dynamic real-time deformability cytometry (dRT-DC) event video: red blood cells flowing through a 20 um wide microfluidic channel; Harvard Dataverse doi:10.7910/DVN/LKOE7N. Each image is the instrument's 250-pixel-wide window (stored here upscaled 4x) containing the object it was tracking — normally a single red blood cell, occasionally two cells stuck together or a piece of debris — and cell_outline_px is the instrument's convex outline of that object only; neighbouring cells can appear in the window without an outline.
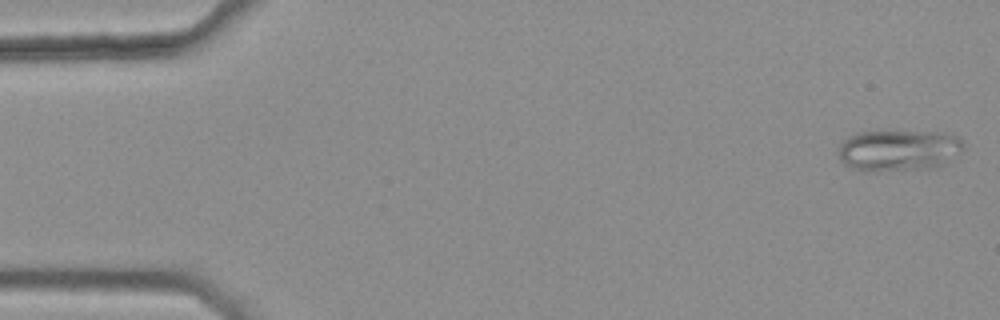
{"species": "common noctule bat (a hibernating species)", "species_latin": "Nyctalus noctula", "temperature_condition": "warm", "stored_images_in_passage": 45, "camera_frame_rate_fps": 3000, "um_per_image_px": 0.085, "animal": {"sex": "female", "body_mass_g": 25.1}, "frame": {"image": 1, "passage_image": 1, "time_ms": 0.0, "image_size_px": [1000, 320], "cell_outline_px": [[964, 148], [960, 152], [936, 168], [872, 172], [856, 168], [844, 164], [840, 160], [840, 144], [844, 140], [860, 132], [944, 132], [956, 136], [964, 144]], "centroid_in_image_um": [76.41, 12.79], "position_along_channel_um": 8.6, "area_um2": 29.77}}
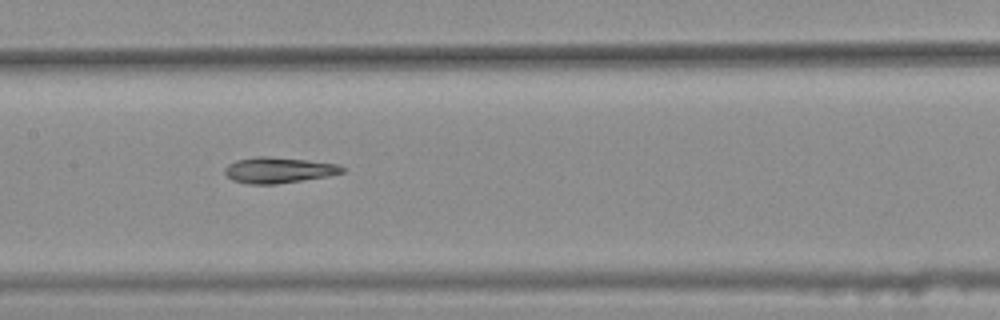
{"frame": {"image": 2, "passage_image": 25, "time_ms": 8.0, "image_size_px": [1000, 320], "cell_outline_px": [[344, 172], [328, 176], [276, 184], [248, 184], [232, 180], [224, 172], [224, 168], [228, 164], [236, 160], [256, 156], [268, 156], [308, 160], [336, 164], [344, 168]], "centroid_in_image_um": [23.64, 14.45], "position_along_channel_um": 183.8, "area_um2": 17.63}}
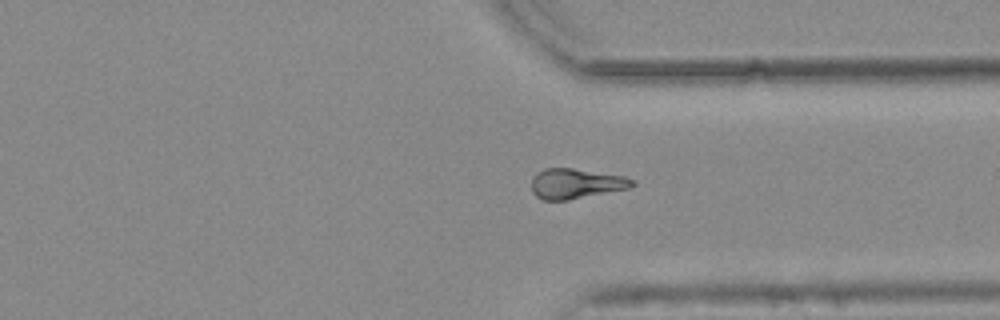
{"frame": {"image": 3, "passage_image": 39, "time_ms": 12.667, "image_size_px": [1000, 320], "cell_outline_px": [[636, 184], [628, 188], [568, 200], [544, 200], [536, 196], [532, 192], [532, 176], [536, 172], [544, 168], [572, 168], [624, 176], [636, 180]], "centroid_in_image_um": [48.93, 15.6], "position_along_channel_um": 362.5, "area_um2": 17.69}}